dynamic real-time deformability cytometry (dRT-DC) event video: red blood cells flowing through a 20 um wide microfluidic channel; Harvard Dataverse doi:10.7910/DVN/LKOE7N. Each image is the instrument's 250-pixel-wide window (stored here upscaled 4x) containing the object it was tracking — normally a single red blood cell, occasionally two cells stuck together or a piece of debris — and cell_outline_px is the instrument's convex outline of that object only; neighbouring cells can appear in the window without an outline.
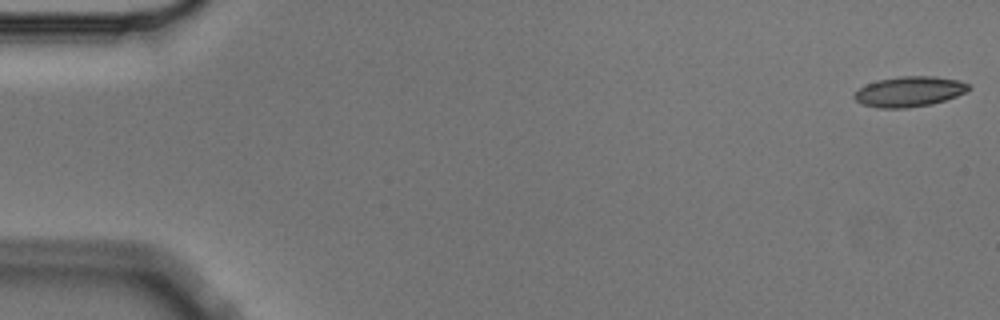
{"species": "Egyptian fruit bat (a non-hibernating species)", "species_latin": "Rousettus aegyptiacus", "temperature_condition": "cold", "stored_images_in_passage": 5, "camera_frame_rate_fps": 3000, "um_per_image_px": 0.085, "animal": {"sex": "male"}, "frame": {"image": 1, "passage_image": 1, "time_ms": 0.0, "image_size_px": [1000, 320], "cell_outline_px": [[972, 88], [968, 92], [932, 104], [908, 108], [880, 108], [864, 104], [856, 100], [852, 96], [864, 84], [880, 80], [900, 76], [936, 76], [960, 80], [968, 84]], "centroid_in_image_um": [77.33, 7.78], "position_along_channel_um": 7.7, "area_um2": 20.23}}
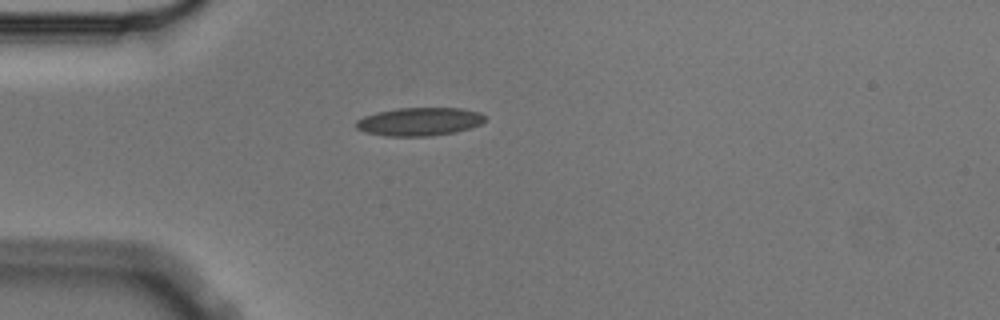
{"frame": {"image": 2, "passage_image": 5, "time_ms": 1.333, "image_size_px": [1000, 320], "cell_outline_px": [[484, 120], [480, 124], [468, 128], [452, 132], [428, 136], [384, 136], [364, 132], [356, 128], [356, 120], [364, 116], [376, 112], [396, 108], [460, 108], [480, 112], [484, 116]], "centroid_in_image_um": [35.59, 10.33], "position_along_channel_um": 49.4, "area_um2": 21.1}}